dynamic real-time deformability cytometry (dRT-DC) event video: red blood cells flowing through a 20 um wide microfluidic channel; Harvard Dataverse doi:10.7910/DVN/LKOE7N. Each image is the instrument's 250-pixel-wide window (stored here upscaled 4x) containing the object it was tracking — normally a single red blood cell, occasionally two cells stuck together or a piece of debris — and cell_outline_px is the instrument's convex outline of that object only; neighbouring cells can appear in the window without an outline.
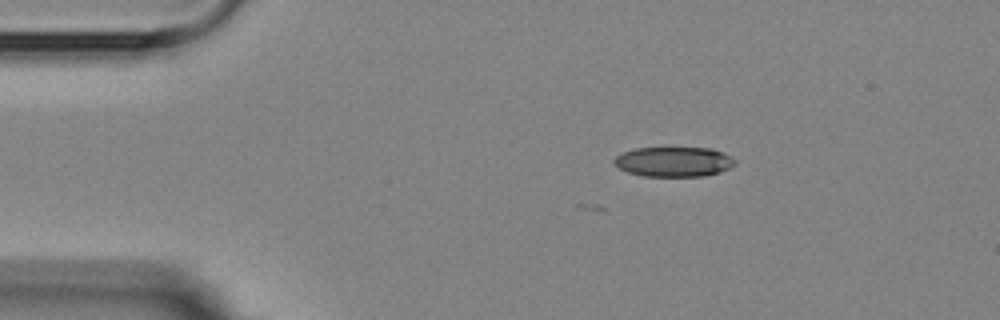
{"species": "Egyptian fruit bat (a non-hibernating species)", "species_latin": "Rousettus aegyptiacus", "temperature_condition": "room temperature", "stored_images_in_passage": 4, "camera_frame_rate_fps": 3000, "um_per_image_px": 0.085, "animal": {"sex": "female"}, "frame": {"image": 1, "passage_image": 2, "time_ms": 1.333, "image_size_px": [1000, 320], "cell_outline_px": [[736, 164], [720, 172], [704, 176], [644, 176], [628, 172], [620, 168], [612, 160], [616, 156], [632, 148], [712, 148], [724, 152], [736, 160]], "centroid_in_image_um": [57.29, 13.74], "position_along_channel_um": 27.7, "area_um2": 21.04}}
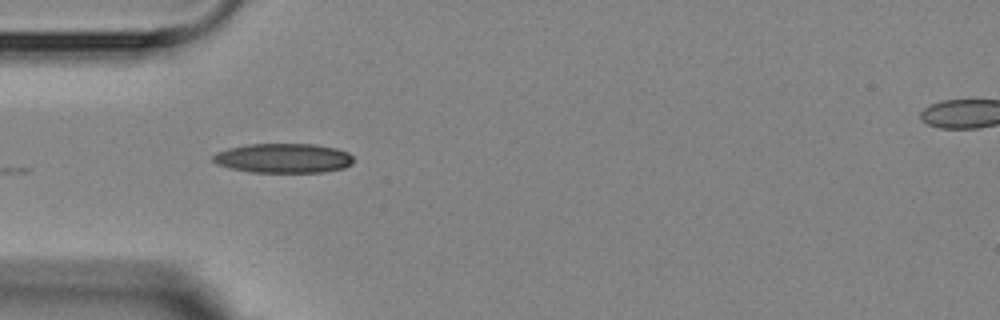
{"frame": {"image": 2, "passage_image": 4, "time_ms": 3.667, "image_size_px": [1000, 320], "cell_outline_px": [[352, 164], [344, 168], [324, 172], [252, 172], [232, 168], [216, 164], [212, 160], [212, 156], [216, 152], [228, 148], [248, 144], [312, 144], [336, 148], [348, 152], [352, 156]], "centroid_in_image_um": [24.08, 13.44], "position_along_channel_um": 60.9, "area_um2": 24.16}}